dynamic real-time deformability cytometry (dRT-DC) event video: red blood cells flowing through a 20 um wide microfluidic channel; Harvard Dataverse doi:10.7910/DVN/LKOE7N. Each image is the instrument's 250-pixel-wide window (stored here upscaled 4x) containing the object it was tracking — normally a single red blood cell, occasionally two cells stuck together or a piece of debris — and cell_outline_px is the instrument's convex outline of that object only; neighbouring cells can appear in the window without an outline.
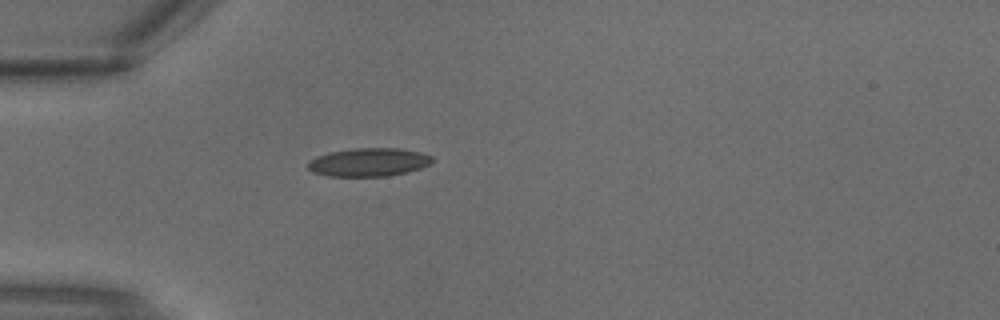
{"species": "common noctule bat (a hibernating species)", "species_latin": "Nyctalus noctula", "temperature_condition": "warm", "stored_images_in_passage": 1, "camera_frame_rate_fps": 3000, "um_per_image_px": 0.085, "animal": {"sex": "male", "body_mass_g": 18.8}, "frame": {"image": 1, "passage_image": 1, "time_ms": 0.0, "image_size_px": [1000, 320], "cell_outline_px": [[432, 160], [428, 164], [420, 168], [388, 176], [328, 176], [312, 172], [308, 168], [308, 160], [316, 156], [328, 152], [352, 148], [400, 148], [420, 152], [432, 156]], "centroid_in_image_um": [31.28, 13.78], "position_along_channel_um": 53.7, "area_um2": 20.52}}